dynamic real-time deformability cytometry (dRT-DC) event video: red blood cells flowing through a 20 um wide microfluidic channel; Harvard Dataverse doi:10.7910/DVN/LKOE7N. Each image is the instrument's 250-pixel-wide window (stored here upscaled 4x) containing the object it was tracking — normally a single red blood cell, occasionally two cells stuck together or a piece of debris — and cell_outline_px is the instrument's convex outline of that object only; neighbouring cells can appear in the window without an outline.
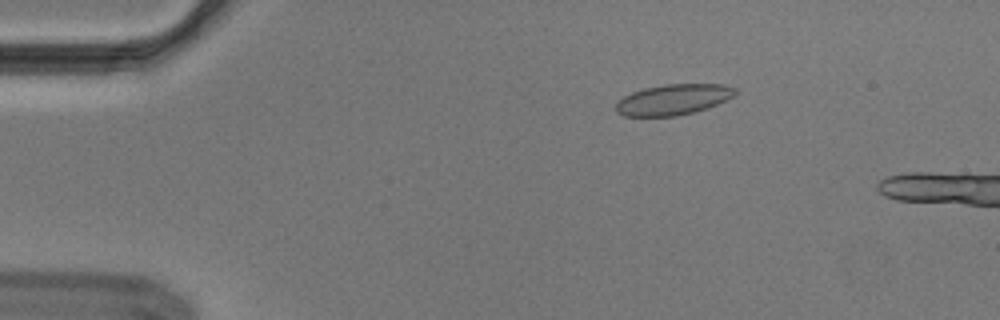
{"species": "Egyptian fruit bat (a non-hibernating species)", "species_latin": "Rousettus aegyptiacus", "temperature_condition": "cold", "stored_images_in_passage": 13, "camera_frame_rate_fps": 3000, "um_per_image_px": 0.085, "animal": {"sex": "male"}, "frame": {"image": 1, "passage_image": 10, "time_ms": 3.0, "image_size_px": [1000, 320], "cell_outline_px": [[736, 92], [732, 96], [708, 108], [676, 116], [624, 116], [616, 112], [616, 104], [624, 96], [632, 92], [644, 88], [664, 84], [724, 84], [736, 88]], "centroid_in_image_um": [57.21, 8.46], "position_along_channel_um": 27.8, "area_um2": 21.15}}